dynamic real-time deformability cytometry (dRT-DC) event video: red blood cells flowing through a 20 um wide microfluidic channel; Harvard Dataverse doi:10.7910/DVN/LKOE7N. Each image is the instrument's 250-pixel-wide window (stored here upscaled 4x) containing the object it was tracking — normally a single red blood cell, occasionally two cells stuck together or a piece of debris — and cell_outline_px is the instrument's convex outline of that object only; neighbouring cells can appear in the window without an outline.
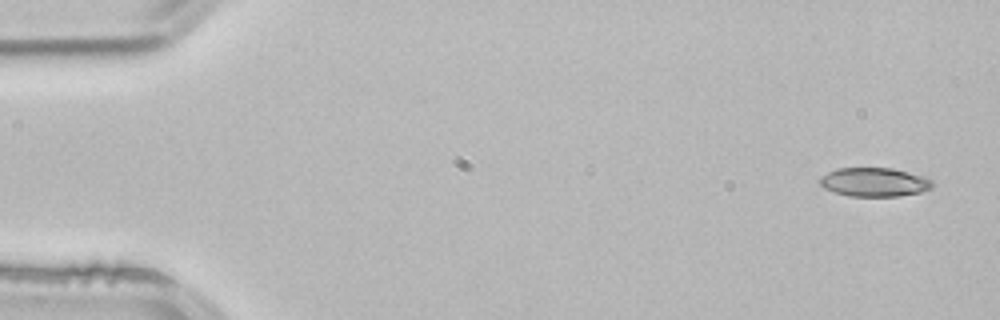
{"species": "common noctule bat (a hibernating species)", "species_latin": "Nyctalus noctula", "temperature_condition": "room temperature", "stored_images_in_passage": 3, "camera_frame_rate_fps": 3000, "um_per_image_px": 0.085, "animal": {"sex": "male", "body_mass_g": 21.5, "forearm_length_mm": 52.0}, "frame": {"image": 1, "passage_image": 1, "time_ms": 0.0, "image_size_px": [1000, 320], "cell_outline_px": [[936, 184], [932, 188], [920, 192], [896, 196], [848, 196], [824, 188], [816, 180], [820, 176], [836, 168], [892, 168], [924, 176], [932, 180]], "centroid_in_image_um": [74.31, 15.47], "position_along_channel_um": 10.7, "area_um2": 19.07}}
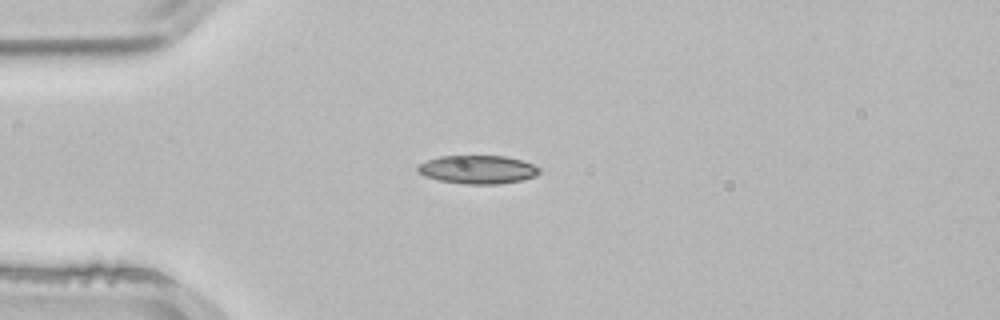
{"frame": {"image": 2, "passage_image": 3, "time_ms": 0.667, "image_size_px": [1000, 320], "cell_outline_px": [[540, 172], [536, 176], [520, 180], [500, 184], [464, 184], [440, 180], [424, 176], [416, 168], [420, 164], [428, 160], [440, 156], [504, 156], [520, 160], [532, 164], [540, 168]], "centroid_in_image_um": [40.62, 14.41], "position_along_channel_um": 44.4, "area_um2": 19.94}}